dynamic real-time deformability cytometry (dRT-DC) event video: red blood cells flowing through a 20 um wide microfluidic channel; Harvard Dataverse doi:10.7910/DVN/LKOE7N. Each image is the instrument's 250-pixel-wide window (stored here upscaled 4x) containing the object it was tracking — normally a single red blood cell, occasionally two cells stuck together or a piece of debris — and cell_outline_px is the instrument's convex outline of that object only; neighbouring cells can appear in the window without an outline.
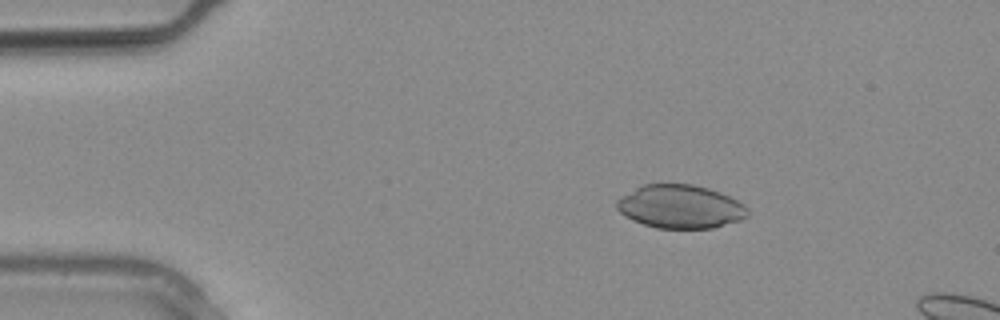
{"species": "common noctule bat (a hibernating species)", "species_latin": "Nyctalus noctula", "temperature_condition": "warm", "stored_images_in_passage": 7, "camera_frame_rate_fps": 3000, "um_per_image_px": 0.085, "animal": {"sex": "male", "body_mass_g": 20.4}, "frame": {"image": 1, "passage_image": 4, "time_ms": 1.0, "image_size_px": [1000, 320], "cell_outline_px": [[748, 216], [740, 220], [712, 228], [656, 228], [632, 220], [624, 216], [616, 208], [616, 200], [620, 196], [644, 184], [692, 184], [708, 188], [720, 192], [744, 204], [748, 208]], "centroid_in_image_um": [57.81, 17.56], "position_along_channel_um": 27.2, "area_um2": 33.12}}